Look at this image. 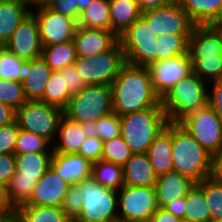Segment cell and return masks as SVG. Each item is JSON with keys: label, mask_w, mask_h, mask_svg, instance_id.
<instances>
[{"label": "cell", "mask_w": 222, "mask_h": 222, "mask_svg": "<svg viewBox=\"0 0 222 222\" xmlns=\"http://www.w3.org/2000/svg\"><path fill=\"white\" fill-rule=\"evenodd\" d=\"M213 25L220 27V28L222 27V13L220 15V18Z\"/></svg>", "instance_id": "cell-60"}, {"label": "cell", "mask_w": 222, "mask_h": 222, "mask_svg": "<svg viewBox=\"0 0 222 222\" xmlns=\"http://www.w3.org/2000/svg\"><path fill=\"white\" fill-rule=\"evenodd\" d=\"M118 193V219L149 222L159 208L154 187L123 186Z\"/></svg>", "instance_id": "cell-11"}, {"label": "cell", "mask_w": 222, "mask_h": 222, "mask_svg": "<svg viewBox=\"0 0 222 222\" xmlns=\"http://www.w3.org/2000/svg\"><path fill=\"white\" fill-rule=\"evenodd\" d=\"M12 210L7 205L6 200H0V222L7 216Z\"/></svg>", "instance_id": "cell-56"}, {"label": "cell", "mask_w": 222, "mask_h": 222, "mask_svg": "<svg viewBox=\"0 0 222 222\" xmlns=\"http://www.w3.org/2000/svg\"><path fill=\"white\" fill-rule=\"evenodd\" d=\"M197 184L204 190L211 222L222 220V185L210 177Z\"/></svg>", "instance_id": "cell-38"}, {"label": "cell", "mask_w": 222, "mask_h": 222, "mask_svg": "<svg viewBox=\"0 0 222 222\" xmlns=\"http://www.w3.org/2000/svg\"><path fill=\"white\" fill-rule=\"evenodd\" d=\"M22 2H25L27 4H29V8L33 5V6H39L42 5V0H21Z\"/></svg>", "instance_id": "cell-59"}, {"label": "cell", "mask_w": 222, "mask_h": 222, "mask_svg": "<svg viewBox=\"0 0 222 222\" xmlns=\"http://www.w3.org/2000/svg\"><path fill=\"white\" fill-rule=\"evenodd\" d=\"M124 64L125 56L120 41L110 50L93 57H77L74 62L87 85H111Z\"/></svg>", "instance_id": "cell-7"}, {"label": "cell", "mask_w": 222, "mask_h": 222, "mask_svg": "<svg viewBox=\"0 0 222 222\" xmlns=\"http://www.w3.org/2000/svg\"><path fill=\"white\" fill-rule=\"evenodd\" d=\"M89 134L88 125L73 122L63 116L59 122L57 131V135H59L58 139H60L57 142H53V153H78Z\"/></svg>", "instance_id": "cell-22"}, {"label": "cell", "mask_w": 222, "mask_h": 222, "mask_svg": "<svg viewBox=\"0 0 222 222\" xmlns=\"http://www.w3.org/2000/svg\"><path fill=\"white\" fill-rule=\"evenodd\" d=\"M53 153L14 154L16 172L12 178H27L37 182L51 167Z\"/></svg>", "instance_id": "cell-27"}, {"label": "cell", "mask_w": 222, "mask_h": 222, "mask_svg": "<svg viewBox=\"0 0 222 222\" xmlns=\"http://www.w3.org/2000/svg\"><path fill=\"white\" fill-rule=\"evenodd\" d=\"M178 124L212 156L222 150V120L209 103Z\"/></svg>", "instance_id": "cell-10"}, {"label": "cell", "mask_w": 222, "mask_h": 222, "mask_svg": "<svg viewBox=\"0 0 222 222\" xmlns=\"http://www.w3.org/2000/svg\"><path fill=\"white\" fill-rule=\"evenodd\" d=\"M16 172L14 154H0V185L5 188Z\"/></svg>", "instance_id": "cell-48"}, {"label": "cell", "mask_w": 222, "mask_h": 222, "mask_svg": "<svg viewBox=\"0 0 222 222\" xmlns=\"http://www.w3.org/2000/svg\"><path fill=\"white\" fill-rule=\"evenodd\" d=\"M50 0H42V5H46Z\"/></svg>", "instance_id": "cell-63"}, {"label": "cell", "mask_w": 222, "mask_h": 222, "mask_svg": "<svg viewBox=\"0 0 222 222\" xmlns=\"http://www.w3.org/2000/svg\"><path fill=\"white\" fill-rule=\"evenodd\" d=\"M82 201V197L78 193V185H70L61 207L64 214L72 221L80 214Z\"/></svg>", "instance_id": "cell-45"}, {"label": "cell", "mask_w": 222, "mask_h": 222, "mask_svg": "<svg viewBox=\"0 0 222 222\" xmlns=\"http://www.w3.org/2000/svg\"><path fill=\"white\" fill-rule=\"evenodd\" d=\"M184 219L193 222H211L204 190L196 183L186 196Z\"/></svg>", "instance_id": "cell-35"}, {"label": "cell", "mask_w": 222, "mask_h": 222, "mask_svg": "<svg viewBox=\"0 0 222 222\" xmlns=\"http://www.w3.org/2000/svg\"><path fill=\"white\" fill-rule=\"evenodd\" d=\"M190 35H161L158 37V61L175 58L188 53Z\"/></svg>", "instance_id": "cell-36"}, {"label": "cell", "mask_w": 222, "mask_h": 222, "mask_svg": "<svg viewBox=\"0 0 222 222\" xmlns=\"http://www.w3.org/2000/svg\"><path fill=\"white\" fill-rule=\"evenodd\" d=\"M15 212L19 215L22 222H72L64 214L62 207L21 205Z\"/></svg>", "instance_id": "cell-32"}, {"label": "cell", "mask_w": 222, "mask_h": 222, "mask_svg": "<svg viewBox=\"0 0 222 222\" xmlns=\"http://www.w3.org/2000/svg\"><path fill=\"white\" fill-rule=\"evenodd\" d=\"M157 177L147 153H133L123 166L125 186L154 187Z\"/></svg>", "instance_id": "cell-23"}, {"label": "cell", "mask_w": 222, "mask_h": 222, "mask_svg": "<svg viewBox=\"0 0 222 222\" xmlns=\"http://www.w3.org/2000/svg\"><path fill=\"white\" fill-rule=\"evenodd\" d=\"M63 116V109L40 100L27 101L15 111L19 129L40 135L50 143L53 139L56 141L54 137Z\"/></svg>", "instance_id": "cell-9"}, {"label": "cell", "mask_w": 222, "mask_h": 222, "mask_svg": "<svg viewBox=\"0 0 222 222\" xmlns=\"http://www.w3.org/2000/svg\"><path fill=\"white\" fill-rule=\"evenodd\" d=\"M71 96L68 86H65L64 77L59 71H52L47 81L44 96L40 101L64 110L68 106Z\"/></svg>", "instance_id": "cell-34"}, {"label": "cell", "mask_w": 222, "mask_h": 222, "mask_svg": "<svg viewBox=\"0 0 222 222\" xmlns=\"http://www.w3.org/2000/svg\"><path fill=\"white\" fill-rule=\"evenodd\" d=\"M132 155L133 152L121 135L103 142L102 160L124 166Z\"/></svg>", "instance_id": "cell-42"}, {"label": "cell", "mask_w": 222, "mask_h": 222, "mask_svg": "<svg viewBox=\"0 0 222 222\" xmlns=\"http://www.w3.org/2000/svg\"><path fill=\"white\" fill-rule=\"evenodd\" d=\"M37 181L27 178H11L4 188L7 205L11 210H16L25 204L31 197Z\"/></svg>", "instance_id": "cell-33"}, {"label": "cell", "mask_w": 222, "mask_h": 222, "mask_svg": "<svg viewBox=\"0 0 222 222\" xmlns=\"http://www.w3.org/2000/svg\"><path fill=\"white\" fill-rule=\"evenodd\" d=\"M103 141L97 136L89 134L85 142L81 145L77 154L95 163L102 159Z\"/></svg>", "instance_id": "cell-46"}, {"label": "cell", "mask_w": 222, "mask_h": 222, "mask_svg": "<svg viewBox=\"0 0 222 222\" xmlns=\"http://www.w3.org/2000/svg\"><path fill=\"white\" fill-rule=\"evenodd\" d=\"M51 167L69 185L92 178V162L77 153H53Z\"/></svg>", "instance_id": "cell-19"}, {"label": "cell", "mask_w": 222, "mask_h": 222, "mask_svg": "<svg viewBox=\"0 0 222 222\" xmlns=\"http://www.w3.org/2000/svg\"><path fill=\"white\" fill-rule=\"evenodd\" d=\"M59 72L64 77L65 86H68L71 95L79 93L88 86L83 77L78 73L75 65L65 67L59 70Z\"/></svg>", "instance_id": "cell-47"}, {"label": "cell", "mask_w": 222, "mask_h": 222, "mask_svg": "<svg viewBox=\"0 0 222 222\" xmlns=\"http://www.w3.org/2000/svg\"><path fill=\"white\" fill-rule=\"evenodd\" d=\"M113 112L119 116L152 107H162L146 67L125 63L111 84Z\"/></svg>", "instance_id": "cell-1"}, {"label": "cell", "mask_w": 222, "mask_h": 222, "mask_svg": "<svg viewBox=\"0 0 222 222\" xmlns=\"http://www.w3.org/2000/svg\"><path fill=\"white\" fill-rule=\"evenodd\" d=\"M69 187L50 167L36 183L30 199L23 205L61 207Z\"/></svg>", "instance_id": "cell-17"}, {"label": "cell", "mask_w": 222, "mask_h": 222, "mask_svg": "<svg viewBox=\"0 0 222 222\" xmlns=\"http://www.w3.org/2000/svg\"><path fill=\"white\" fill-rule=\"evenodd\" d=\"M93 0H74V6L81 13Z\"/></svg>", "instance_id": "cell-58"}, {"label": "cell", "mask_w": 222, "mask_h": 222, "mask_svg": "<svg viewBox=\"0 0 222 222\" xmlns=\"http://www.w3.org/2000/svg\"><path fill=\"white\" fill-rule=\"evenodd\" d=\"M26 61L13 55L0 46V78L23 82L24 63Z\"/></svg>", "instance_id": "cell-40"}, {"label": "cell", "mask_w": 222, "mask_h": 222, "mask_svg": "<svg viewBox=\"0 0 222 222\" xmlns=\"http://www.w3.org/2000/svg\"><path fill=\"white\" fill-rule=\"evenodd\" d=\"M171 2L172 0H137L142 12L165 6Z\"/></svg>", "instance_id": "cell-55"}, {"label": "cell", "mask_w": 222, "mask_h": 222, "mask_svg": "<svg viewBox=\"0 0 222 222\" xmlns=\"http://www.w3.org/2000/svg\"><path fill=\"white\" fill-rule=\"evenodd\" d=\"M88 128L90 134L105 142L121 135V119L117 113L112 112L107 116L100 117L96 122L90 124Z\"/></svg>", "instance_id": "cell-39"}, {"label": "cell", "mask_w": 222, "mask_h": 222, "mask_svg": "<svg viewBox=\"0 0 222 222\" xmlns=\"http://www.w3.org/2000/svg\"><path fill=\"white\" fill-rule=\"evenodd\" d=\"M1 222H22V220L15 210H12Z\"/></svg>", "instance_id": "cell-57"}, {"label": "cell", "mask_w": 222, "mask_h": 222, "mask_svg": "<svg viewBox=\"0 0 222 222\" xmlns=\"http://www.w3.org/2000/svg\"><path fill=\"white\" fill-rule=\"evenodd\" d=\"M206 83L192 72L165 94L161 104L169 122L178 123L188 114L208 104Z\"/></svg>", "instance_id": "cell-4"}, {"label": "cell", "mask_w": 222, "mask_h": 222, "mask_svg": "<svg viewBox=\"0 0 222 222\" xmlns=\"http://www.w3.org/2000/svg\"><path fill=\"white\" fill-rule=\"evenodd\" d=\"M92 178L105 188L119 191L124 186L123 166L101 159L92 163Z\"/></svg>", "instance_id": "cell-31"}, {"label": "cell", "mask_w": 222, "mask_h": 222, "mask_svg": "<svg viewBox=\"0 0 222 222\" xmlns=\"http://www.w3.org/2000/svg\"><path fill=\"white\" fill-rule=\"evenodd\" d=\"M211 84L212 92L209 93L208 103L222 120V78L213 81Z\"/></svg>", "instance_id": "cell-50"}, {"label": "cell", "mask_w": 222, "mask_h": 222, "mask_svg": "<svg viewBox=\"0 0 222 222\" xmlns=\"http://www.w3.org/2000/svg\"><path fill=\"white\" fill-rule=\"evenodd\" d=\"M190 60L222 58V29L213 24L195 25L188 40Z\"/></svg>", "instance_id": "cell-16"}, {"label": "cell", "mask_w": 222, "mask_h": 222, "mask_svg": "<svg viewBox=\"0 0 222 222\" xmlns=\"http://www.w3.org/2000/svg\"><path fill=\"white\" fill-rule=\"evenodd\" d=\"M210 178L222 185V150L212 156V171Z\"/></svg>", "instance_id": "cell-51"}, {"label": "cell", "mask_w": 222, "mask_h": 222, "mask_svg": "<svg viewBox=\"0 0 222 222\" xmlns=\"http://www.w3.org/2000/svg\"><path fill=\"white\" fill-rule=\"evenodd\" d=\"M82 197L80 214L75 222H111L118 219V192L101 186L93 178L79 182Z\"/></svg>", "instance_id": "cell-6"}, {"label": "cell", "mask_w": 222, "mask_h": 222, "mask_svg": "<svg viewBox=\"0 0 222 222\" xmlns=\"http://www.w3.org/2000/svg\"><path fill=\"white\" fill-rule=\"evenodd\" d=\"M51 72L41 57L24 63L22 84L28 101H38L43 98Z\"/></svg>", "instance_id": "cell-21"}, {"label": "cell", "mask_w": 222, "mask_h": 222, "mask_svg": "<svg viewBox=\"0 0 222 222\" xmlns=\"http://www.w3.org/2000/svg\"><path fill=\"white\" fill-rule=\"evenodd\" d=\"M172 2H180V0H172Z\"/></svg>", "instance_id": "cell-65"}, {"label": "cell", "mask_w": 222, "mask_h": 222, "mask_svg": "<svg viewBox=\"0 0 222 222\" xmlns=\"http://www.w3.org/2000/svg\"><path fill=\"white\" fill-rule=\"evenodd\" d=\"M121 136L133 153H147L153 140L169 123L162 107H152L120 116Z\"/></svg>", "instance_id": "cell-3"}, {"label": "cell", "mask_w": 222, "mask_h": 222, "mask_svg": "<svg viewBox=\"0 0 222 222\" xmlns=\"http://www.w3.org/2000/svg\"><path fill=\"white\" fill-rule=\"evenodd\" d=\"M19 127L16 121L0 127V154H15Z\"/></svg>", "instance_id": "cell-44"}, {"label": "cell", "mask_w": 222, "mask_h": 222, "mask_svg": "<svg viewBox=\"0 0 222 222\" xmlns=\"http://www.w3.org/2000/svg\"><path fill=\"white\" fill-rule=\"evenodd\" d=\"M195 25L214 24L222 13V0H180Z\"/></svg>", "instance_id": "cell-28"}, {"label": "cell", "mask_w": 222, "mask_h": 222, "mask_svg": "<svg viewBox=\"0 0 222 222\" xmlns=\"http://www.w3.org/2000/svg\"><path fill=\"white\" fill-rule=\"evenodd\" d=\"M3 47L25 61L41 57L43 47L39 25L32 12L19 24Z\"/></svg>", "instance_id": "cell-15"}, {"label": "cell", "mask_w": 222, "mask_h": 222, "mask_svg": "<svg viewBox=\"0 0 222 222\" xmlns=\"http://www.w3.org/2000/svg\"><path fill=\"white\" fill-rule=\"evenodd\" d=\"M113 112L111 85H88L73 94L64 109V116L83 125H90Z\"/></svg>", "instance_id": "cell-5"}, {"label": "cell", "mask_w": 222, "mask_h": 222, "mask_svg": "<svg viewBox=\"0 0 222 222\" xmlns=\"http://www.w3.org/2000/svg\"><path fill=\"white\" fill-rule=\"evenodd\" d=\"M73 41L77 57H93L110 50L119 38L109 30L77 26Z\"/></svg>", "instance_id": "cell-18"}, {"label": "cell", "mask_w": 222, "mask_h": 222, "mask_svg": "<svg viewBox=\"0 0 222 222\" xmlns=\"http://www.w3.org/2000/svg\"><path fill=\"white\" fill-rule=\"evenodd\" d=\"M195 184L191 178L176 171L158 176L154 189L159 208H164L178 198L186 197Z\"/></svg>", "instance_id": "cell-20"}, {"label": "cell", "mask_w": 222, "mask_h": 222, "mask_svg": "<svg viewBox=\"0 0 222 222\" xmlns=\"http://www.w3.org/2000/svg\"><path fill=\"white\" fill-rule=\"evenodd\" d=\"M146 68L149 71L154 91L160 99L175 84L192 73V63L188 53L175 58L150 63Z\"/></svg>", "instance_id": "cell-14"}, {"label": "cell", "mask_w": 222, "mask_h": 222, "mask_svg": "<svg viewBox=\"0 0 222 222\" xmlns=\"http://www.w3.org/2000/svg\"><path fill=\"white\" fill-rule=\"evenodd\" d=\"M111 31L119 38L139 17L142 11L137 0H108Z\"/></svg>", "instance_id": "cell-26"}, {"label": "cell", "mask_w": 222, "mask_h": 222, "mask_svg": "<svg viewBox=\"0 0 222 222\" xmlns=\"http://www.w3.org/2000/svg\"><path fill=\"white\" fill-rule=\"evenodd\" d=\"M37 12L31 11L38 22L42 47L73 40L77 21L67 15L55 12L46 5H39Z\"/></svg>", "instance_id": "cell-13"}, {"label": "cell", "mask_w": 222, "mask_h": 222, "mask_svg": "<svg viewBox=\"0 0 222 222\" xmlns=\"http://www.w3.org/2000/svg\"><path fill=\"white\" fill-rule=\"evenodd\" d=\"M191 63L192 72L207 83L222 78V58L191 60Z\"/></svg>", "instance_id": "cell-43"}, {"label": "cell", "mask_w": 222, "mask_h": 222, "mask_svg": "<svg viewBox=\"0 0 222 222\" xmlns=\"http://www.w3.org/2000/svg\"><path fill=\"white\" fill-rule=\"evenodd\" d=\"M141 17L157 37L171 34L191 35L195 26L179 2H171L165 6L144 11Z\"/></svg>", "instance_id": "cell-12"}, {"label": "cell", "mask_w": 222, "mask_h": 222, "mask_svg": "<svg viewBox=\"0 0 222 222\" xmlns=\"http://www.w3.org/2000/svg\"><path fill=\"white\" fill-rule=\"evenodd\" d=\"M21 0H0V46H3L19 24L31 13Z\"/></svg>", "instance_id": "cell-25"}, {"label": "cell", "mask_w": 222, "mask_h": 222, "mask_svg": "<svg viewBox=\"0 0 222 222\" xmlns=\"http://www.w3.org/2000/svg\"><path fill=\"white\" fill-rule=\"evenodd\" d=\"M0 200H6L4 195V188L0 185Z\"/></svg>", "instance_id": "cell-61"}, {"label": "cell", "mask_w": 222, "mask_h": 222, "mask_svg": "<svg viewBox=\"0 0 222 222\" xmlns=\"http://www.w3.org/2000/svg\"><path fill=\"white\" fill-rule=\"evenodd\" d=\"M186 197L178 198L174 202L167 204L164 209L174 216L182 219L185 216Z\"/></svg>", "instance_id": "cell-52"}, {"label": "cell", "mask_w": 222, "mask_h": 222, "mask_svg": "<svg viewBox=\"0 0 222 222\" xmlns=\"http://www.w3.org/2000/svg\"><path fill=\"white\" fill-rule=\"evenodd\" d=\"M179 222H193V221H190V220H187V219L182 218V219H180Z\"/></svg>", "instance_id": "cell-62"}, {"label": "cell", "mask_w": 222, "mask_h": 222, "mask_svg": "<svg viewBox=\"0 0 222 222\" xmlns=\"http://www.w3.org/2000/svg\"><path fill=\"white\" fill-rule=\"evenodd\" d=\"M172 156L173 171L196 183L211 176L212 155L178 123H172Z\"/></svg>", "instance_id": "cell-2"}, {"label": "cell", "mask_w": 222, "mask_h": 222, "mask_svg": "<svg viewBox=\"0 0 222 222\" xmlns=\"http://www.w3.org/2000/svg\"><path fill=\"white\" fill-rule=\"evenodd\" d=\"M111 222H125V221L117 219V220L111 221Z\"/></svg>", "instance_id": "cell-64"}, {"label": "cell", "mask_w": 222, "mask_h": 222, "mask_svg": "<svg viewBox=\"0 0 222 222\" xmlns=\"http://www.w3.org/2000/svg\"><path fill=\"white\" fill-rule=\"evenodd\" d=\"M119 41L124 51L125 63L146 67L158 61V37L142 17L129 26L119 37Z\"/></svg>", "instance_id": "cell-8"}, {"label": "cell", "mask_w": 222, "mask_h": 222, "mask_svg": "<svg viewBox=\"0 0 222 222\" xmlns=\"http://www.w3.org/2000/svg\"><path fill=\"white\" fill-rule=\"evenodd\" d=\"M77 26L111 31L108 0H93L81 13Z\"/></svg>", "instance_id": "cell-29"}, {"label": "cell", "mask_w": 222, "mask_h": 222, "mask_svg": "<svg viewBox=\"0 0 222 222\" xmlns=\"http://www.w3.org/2000/svg\"><path fill=\"white\" fill-rule=\"evenodd\" d=\"M41 58L52 71H59L74 65L77 58L74 41L43 47Z\"/></svg>", "instance_id": "cell-30"}, {"label": "cell", "mask_w": 222, "mask_h": 222, "mask_svg": "<svg viewBox=\"0 0 222 222\" xmlns=\"http://www.w3.org/2000/svg\"><path fill=\"white\" fill-rule=\"evenodd\" d=\"M15 121V110L0 102V127L11 124Z\"/></svg>", "instance_id": "cell-53"}, {"label": "cell", "mask_w": 222, "mask_h": 222, "mask_svg": "<svg viewBox=\"0 0 222 222\" xmlns=\"http://www.w3.org/2000/svg\"><path fill=\"white\" fill-rule=\"evenodd\" d=\"M151 222H179L180 218L174 216L164 208H158L152 215Z\"/></svg>", "instance_id": "cell-54"}, {"label": "cell", "mask_w": 222, "mask_h": 222, "mask_svg": "<svg viewBox=\"0 0 222 222\" xmlns=\"http://www.w3.org/2000/svg\"><path fill=\"white\" fill-rule=\"evenodd\" d=\"M21 81H11L0 78V102L10 106L13 110H18L26 102Z\"/></svg>", "instance_id": "cell-41"}, {"label": "cell", "mask_w": 222, "mask_h": 222, "mask_svg": "<svg viewBox=\"0 0 222 222\" xmlns=\"http://www.w3.org/2000/svg\"><path fill=\"white\" fill-rule=\"evenodd\" d=\"M150 163L157 176L173 171L172 123L153 140L147 151Z\"/></svg>", "instance_id": "cell-24"}, {"label": "cell", "mask_w": 222, "mask_h": 222, "mask_svg": "<svg viewBox=\"0 0 222 222\" xmlns=\"http://www.w3.org/2000/svg\"><path fill=\"white\" fill-rule=\"evenodd\" d=\"M46 6L55 12L70 16L76 21L80 17V12L74 6V0H50Z\"/></svg>", "instance_id": "cell-49"}, {"label": "cell", "mask_w": 222, "mask_h": 222, "mask_svg": "<svg viewBox=\"0 0 222 222\" xmlns=\"http://www.w3.org/2000/svg\"><path fill=\"white\" fill-rule=\"evenodd\" d=\"M28 153H53L52 145L40 135L19 129L15 154Z\"/></svg>", "instance_id": "cell-37"}]
</instances>
